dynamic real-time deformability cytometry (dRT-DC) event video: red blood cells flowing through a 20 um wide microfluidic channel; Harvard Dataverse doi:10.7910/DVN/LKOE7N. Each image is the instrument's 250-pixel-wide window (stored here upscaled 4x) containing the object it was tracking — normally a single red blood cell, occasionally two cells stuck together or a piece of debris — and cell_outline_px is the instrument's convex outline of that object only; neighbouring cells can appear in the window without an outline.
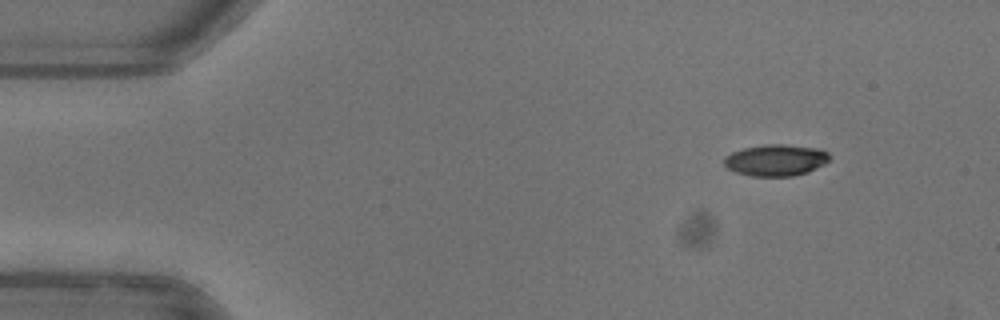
{"species": "common noctule bat (a hibernating species)", "species_latin": "Nyctalus noctula", "temperature_condition": "warm", "stored_images_in_passage": 47, "camera_frame_rate_fps": 3000, "um_per_image_px": 0.085, "animal": {"sex": "female"}, "frame": {"image": 1, "passage_image": 1, "time_ms": 0.0, "image_size_px": [1000, 320], "cell_outline_px": [[828, 160], [824, 164], [808, 172], [792, 176], [752, 176], [736, 172], [728, 168], [724, 164], [724, 156], [732, 152], [744, 148], [764, 144], [780, 144], [816, 148], [828, 152]], "centroid_in_image_um": [65.91, 13.61], "position_along_channel_um": 19.1, "area_um2": 19.19}}
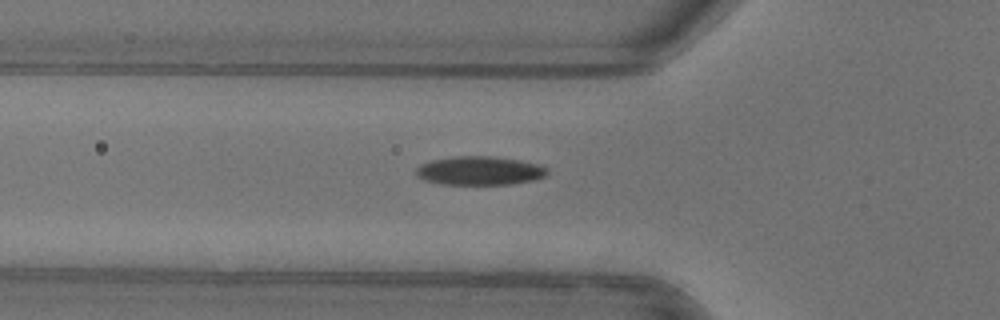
{"frame": {"image": 2, "passage_image": 13, "time_ms": 4.0, "image_size_px": [1000, 320], "cell_outline_px": [[548, 172], [544, 176], [532, 180], [512, 184], [440, 184], [424, 180], [416, 176], [416, 168], [420, 164], [432, 160], [452, 156], [492, 156], [520, 160], [536, 164], [548, 168]], "centroid_in_image_um": [40.73, 14.5], "position_along_channel_um": 85.1, "area_um2": 21.96}}
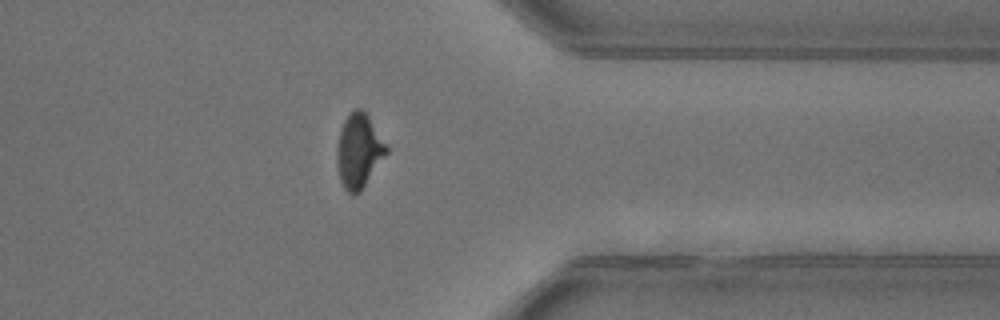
{"frame": {"image": 3, "passage_image": 36, "time_ms": 11.667, "image_size_px": [1000, 320], "cell_outline_px": [[388, 152], [360, 192], [352, 196], [344, 188], [340, 180], [336, 160], [340, 132], [344, 120], [356, 108], [360, 108], [368, 116], [388, 148]], "centroid_in_image_um": [30.5, 12.87], "position_along_channel_um": 380.9, "area_um2": 20.92}, "authors_computed_cell_mechanics": {"area_um2": 20.9236, "velocity_mm_per_s": 3.9838, "shape_relaxation_time_tau1_ms": 5.2207, "shape_relaxation_time_tau2_ms": 2.6045, "deformation_change_tau1": 0.1809, "deformation_change_tau2": 0.0689}}